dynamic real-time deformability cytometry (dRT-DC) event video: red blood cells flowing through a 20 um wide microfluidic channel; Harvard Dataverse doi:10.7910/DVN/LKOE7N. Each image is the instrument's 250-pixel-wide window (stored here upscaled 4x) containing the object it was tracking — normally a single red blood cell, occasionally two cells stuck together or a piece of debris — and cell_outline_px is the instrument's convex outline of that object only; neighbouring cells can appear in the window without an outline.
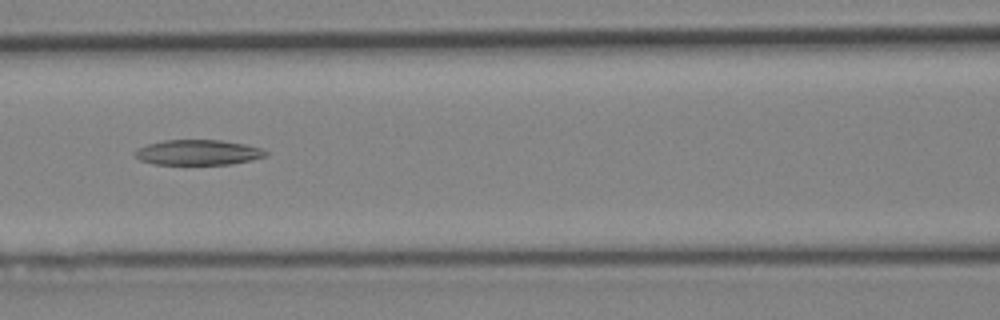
{"species": "Egyptian fruit bat (a non-hibernating species)", "species_latin": "Rousettus aegyptiacus", "temperature_condition": "cold", "stored_images_in_passage": 35, "camera_frame_rate_fps": 3000, "um_per_image_px": 0.085, "animal": {"sex": "female"}, "frame": {"image": 1, "passage_image": 10, "time_ms": 3.0, "image_size_px": [1000, 320], "cell_outline_px": [[268, 156], [252, 160], [232, 164], [152, 164], [140, 160], [136, 156], [136, 152], [140, 148], [148, 144], [164, 140], [220, 140], [244, 144], [260, 148], [268, 152]], "centroid_in_image_um": [16.88, 12.96], "position_along_channel_um": 149.7, "area_um2": 19.07}}
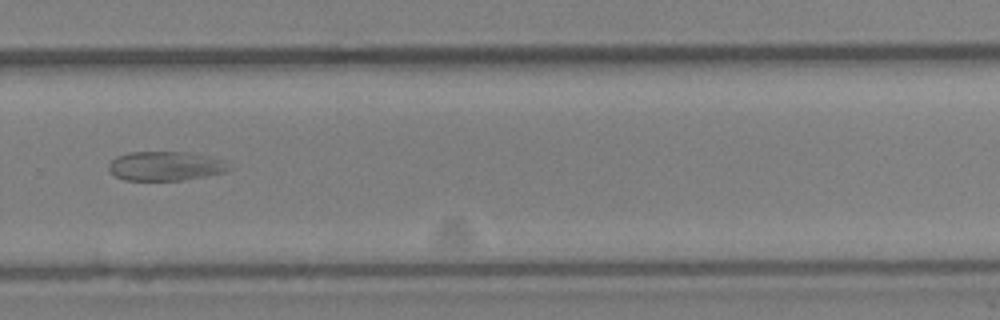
{"frame": {"image": 2, "passage_image": 21, "time_ms": 6.667, "image_size_px": [1000, 320], "cell_outline_px": [[232, 168], [224, 172], [204, 176], [180, 180], [124, 180], [116, 176], [108, 168], [108, 164], [116, 156], [128, 152], [184, 152], [220, 160]], "centroid_in_image_um": [13.98, 14.12], "position_along_channel_um": 315.8, "area_um2": 20.0}}
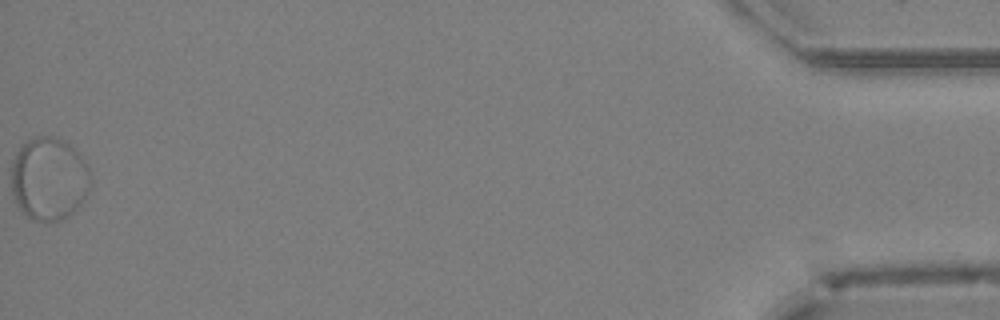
{"frame": {"image": 3, "passage_image": 35, "time_ms": 11.333, "image_size_px": [1000, 320], "cell_outline_px": [[92, 180], [88, 192], [80, 204], [68, 216], [60, 220], [32, 220], [20, 208], [12, 192], [12, 160], [16, 152], [28, 140], [36, 136], [60, 136], [68, 140], [80, 152], [88, 164]], "centroid_in_image_um": [4.21, 15.13], "position_along_channel_um": 431.0, "area_um2": 38.78}}